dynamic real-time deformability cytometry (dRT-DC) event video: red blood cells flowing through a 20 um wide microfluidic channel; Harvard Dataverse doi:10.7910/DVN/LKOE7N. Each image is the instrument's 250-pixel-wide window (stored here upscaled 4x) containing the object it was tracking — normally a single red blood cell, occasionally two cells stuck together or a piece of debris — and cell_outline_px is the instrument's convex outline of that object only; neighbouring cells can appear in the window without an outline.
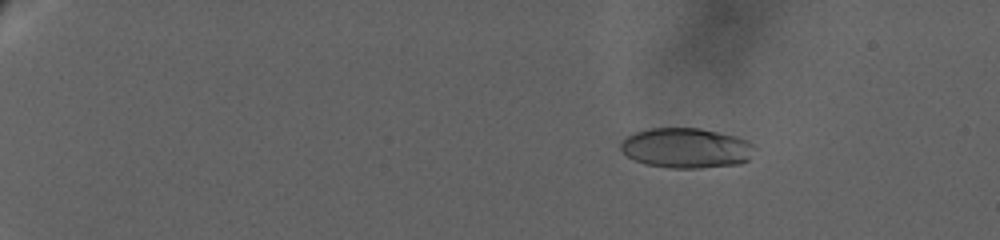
{"species": "human", "species_latin": "Homo sapiens", "temperature_condition": "warm", "stored_images_in_passage": 16, "camera_frame_rate_fps": 3000, "um_per_image_px": 0.085, "donor": {"sex": "female"}, "frame": {"image": 1, "passage_image": 5, "time_ms": 4.333, "image_size_px": [1000, 240], "cell_outline_px": [[756, 148], [748, 160], [740, 164], [700, 168], [672, 168], [644, 164], [628, 156], [620, 148], [620, 144], [628, 136], [636, 132], [648, 128], [700, 128], [736, 136], [748, 140], [756, 144]], "centroid_in_image_um": [58.38, 12.58], "position_along_channel_um": 26.6, "area_um2": 31.39}}
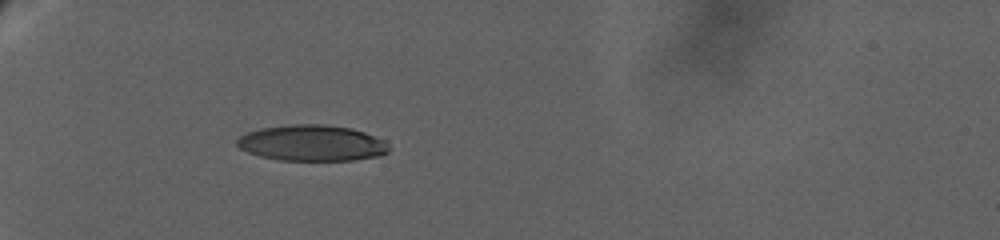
{"frame": {"image": 2, "passage_image": 11, "time_ms": 9.333, "image_size_px": [1000, 240], "cell_outline_px": [[388, 152], [380, 156], [352, 160], [280, 160], [260, 156], [248, 152], [240, 148], [236, 144], [236, 140], [240, 136], [248, 132], [260, 128], [288, 124], [324, 124], [352, 128], [364, 132], [384, 140], [388, 144]], "centroid_in_image_um": [26.51, 12.15], "position_along_channel_um": 58.5, "area_um2": 31.91}}
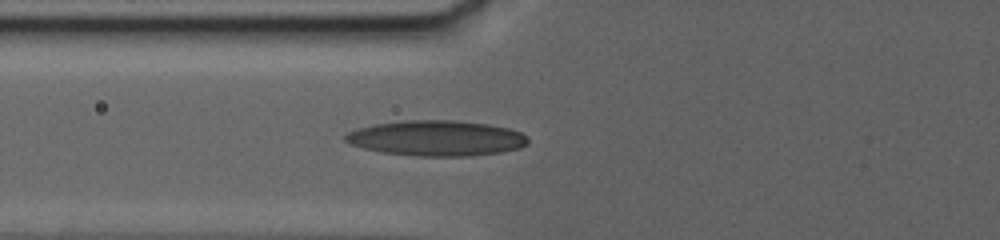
{"frame": {"image": 3, "passage_image": 15, "time_ms": 11.333, "image_size_px": [1000, 240], "cell_outline_px": [[528, 144], [520, 148], [500, 152], [468, 156], [416, 156], [380, 152], [348, 144], [344, 140], [344, 136], [348, 132], [356, 128], [376, 124], [404, 120], [452, 120], [488, 124], [508, 128], [520, 132], [528, 136]], "centroid_in_image_um": [37.08, 11.75], "position_along_channel_um": 88.7, "area_um2": 37.86}}